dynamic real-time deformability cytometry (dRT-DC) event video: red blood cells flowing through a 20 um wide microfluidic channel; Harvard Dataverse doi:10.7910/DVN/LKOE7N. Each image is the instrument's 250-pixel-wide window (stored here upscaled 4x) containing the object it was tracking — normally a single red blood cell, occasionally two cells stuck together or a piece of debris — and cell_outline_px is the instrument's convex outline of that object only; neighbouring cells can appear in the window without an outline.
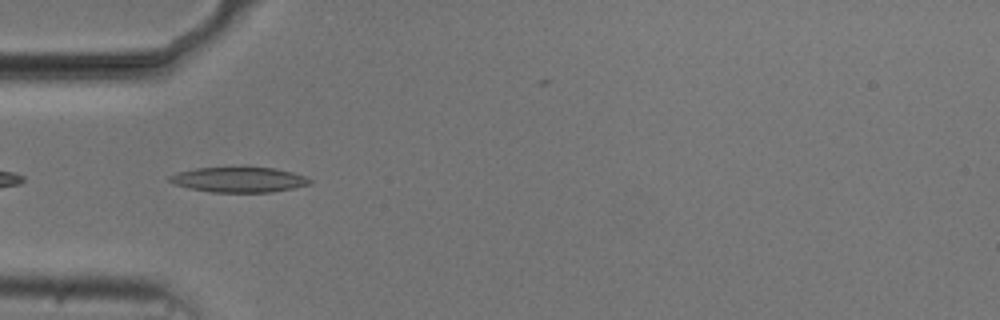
{"species": "common noctule bat (a hibernating species)", "species_latin": "Nyctalus noctula", "temperature_condition": "cold", "stored_images_in_passage": 30, "camera_frame_rate_fps": 3000, "um_per_image_px": 0.085, "animal": {"sex": "male", "body_mass_g": 20.5, "forearm_length_mm": 52.5}, "frame": {"image": 1, "passage_image": 2, "time_ms": 0.333, "image_size_px": [1000, 320], "cell_outline_px": [[312, 184], [272, 192], [208, 192], [176, 184], [168, 180], [168, 176], [180, 172], [196, 168], [244, 164], [276, 168], [292, 172], [304, 176], [312, 180]], "centroid_in_image_um": [20.34, 15.22], "position_along_channel_um": 64.7, "area_um2": 21.39}}
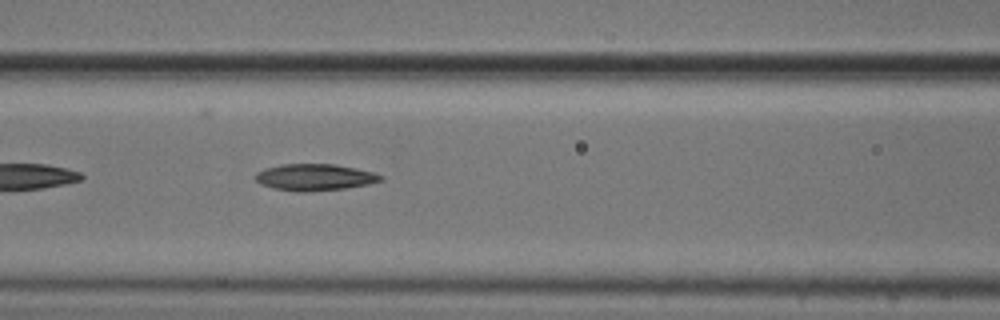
{"frame": {"image": 2, "passage_image": 8, "time_ms": 2.333, "image_size_px": [1000, 320], "cell_outline_px": [[384, 180], [368, 184], [344, 188], [304, 192], [296, 192], [276, 188], [260, 184], [256, 180], [256, 172], [264, 168], [280, 164], [336, 164], [356, 168], [372, 172], [384, 176]], "centroid_in_image_um": [26.75, 15.06], "position_along_channel_um": 139.8, "area_um2": 19.42}}
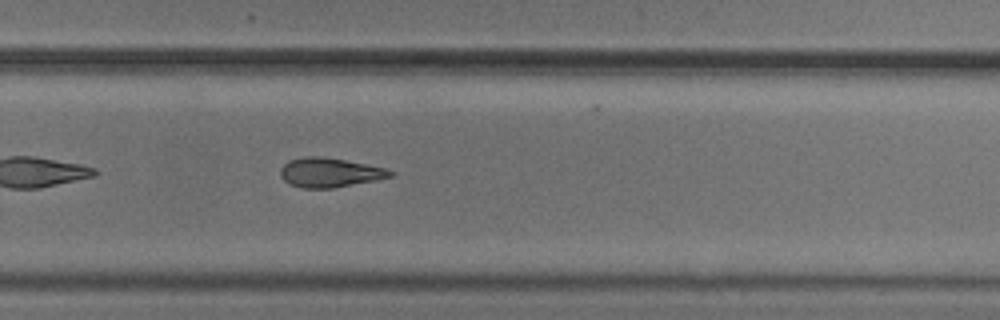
{"frame": {"image": 3, "passage_image": 21, "time_ms": 6.667, "image_size_px": [1000, 320], "cell_outline_px": [[396, 172], [392, 176], [376, 180], [332, 188], [300, 188], [288, 184], [280, 176], [280, 168], [288, 160], [304, 156], [320, 156], [344, 160], [384, 168]], "centroid_in_image_um": [27.97, 14.67], "position_along_channel_um": 301.8, "area_um2": 18.79}, "authors_computed_cell_mechanics": {"area_um2": 18.785, "velocity_mm_per_s": 3.7542, "shape_relaxation_time_tau1_ms": null, "shape_relaxation_time_tau2_ms": 10.5383, "deformation_change_tau1": null, "deformation_change_tau2": 0.2305}}